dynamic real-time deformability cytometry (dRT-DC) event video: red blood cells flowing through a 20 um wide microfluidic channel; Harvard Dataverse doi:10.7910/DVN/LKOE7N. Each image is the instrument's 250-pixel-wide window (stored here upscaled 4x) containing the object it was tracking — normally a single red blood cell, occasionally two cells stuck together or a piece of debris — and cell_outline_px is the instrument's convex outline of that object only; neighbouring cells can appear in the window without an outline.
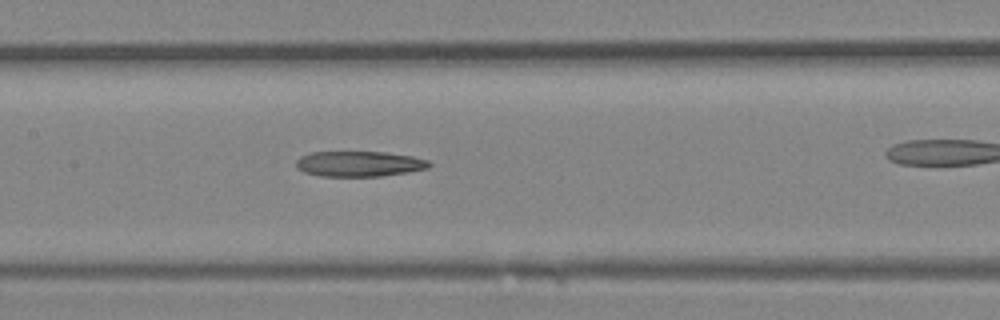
{"species": "Egyptian fruit bat (a non-hibernating species)", "species_latin": "Rousettus aegyptiacus", "temperature_condition": "room temperature", "stored_images_in_passage": 18, "camera_frame_rate_fps": 3000, "um_per_image_px": 0.085, "animal": {"sex": "female"}, "frame": {"image": 1, "passage_image": 11, "time_ms": 3.333, "image_size_px": [1000, 320], "cell_outline_px": [[432, 164], [428, 168], [408, 172], [380, 176], [320, 176], [304, 172], [296, 168], [296, 160], [300, 156], [312, 152], [384, 152], [412, 156], [428, 160]], "centroid_in_image_um": [30.52, 13.92], "position_along_channel_um": 176.9, "area_um2": 19.71}}
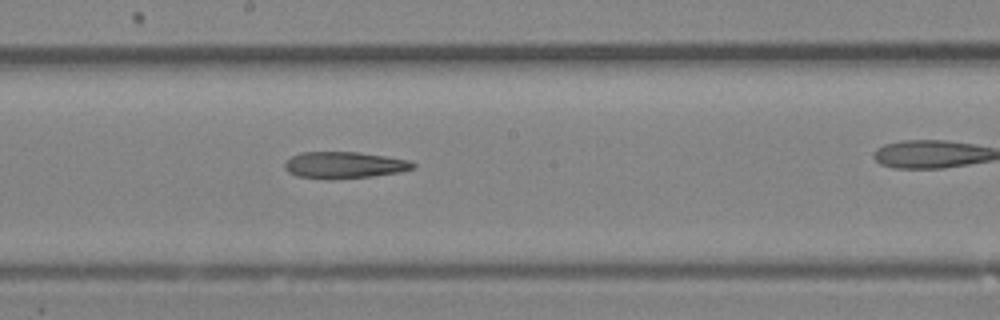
{"frame": {"image": 2, "passage_image": 13, "time_ms": 4.0, "image_size_px": [1000, 320], "cell_outline_px": [[416, 168], [400, 172], [372, 176], [332, 180], [324, 180], [296, 176], [288, 172], [284, 168], [284, 164], [292, 156], [300, 152], [356, 152], [384, 156], [408, 160], [416, 164]], "centroid_in_image_um": [29.24, 14.05], "position_along_channel_um": 219.0, "area_um2": 20.11}}